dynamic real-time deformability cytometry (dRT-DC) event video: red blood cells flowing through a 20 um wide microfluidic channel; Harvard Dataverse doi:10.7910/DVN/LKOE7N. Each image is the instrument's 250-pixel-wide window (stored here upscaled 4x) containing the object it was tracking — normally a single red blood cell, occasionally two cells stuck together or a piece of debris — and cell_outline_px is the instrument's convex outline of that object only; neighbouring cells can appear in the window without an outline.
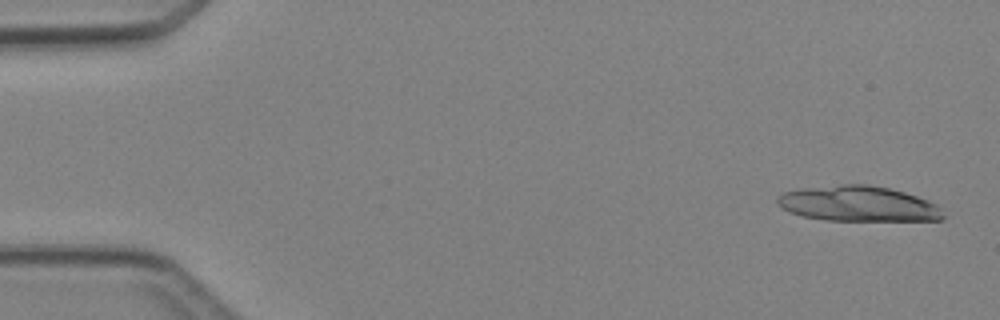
{"species": "Egyptian fruit bat (a non-hibernating species)", "species_latin": "Rousettus aegyptiacus", "temperature_condition": "cold", "stored_images_in_passage": 4, "camera_frame_rate_fps": 3000, "um_per_image_px": 0.085, "animal": {"sex": "female"}, "frame": {"image": 1, "passage_image": 1, "time_ms": 0.0, "image_size_px": [1000, 320], "cell_outline_px": [[944, 216], [940, 220], [824, 220], [804, 216], [788, 212], [776, 200], [776, 196], [780, 192], [800, 188], [840, 184], [868, 184], [888, 188], [904, 192], [916, 196], [936, 204], [940, 208]], "centroid_in_image_um": [72.89, 17.3], "position_along_channel_um": 12.1, "area_um2": 34.1}}